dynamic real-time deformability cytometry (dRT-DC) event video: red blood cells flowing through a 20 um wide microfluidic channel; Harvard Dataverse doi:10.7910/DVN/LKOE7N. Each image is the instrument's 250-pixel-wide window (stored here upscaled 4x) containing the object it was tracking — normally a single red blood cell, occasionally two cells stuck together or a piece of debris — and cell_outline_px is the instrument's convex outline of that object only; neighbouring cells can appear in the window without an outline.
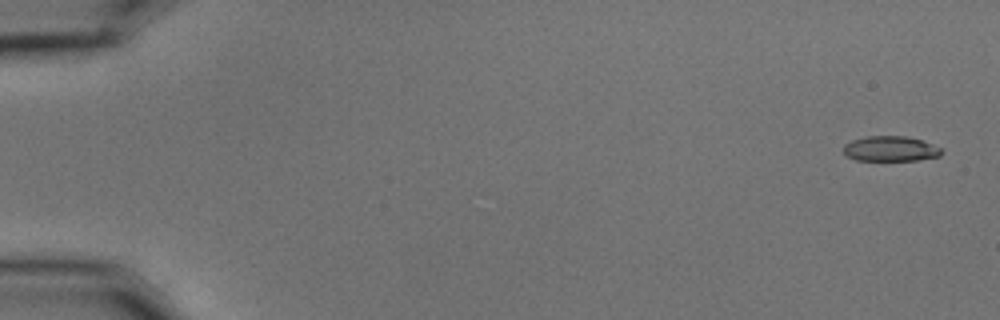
{"species": "common noctule bat (a hibernating species)", "species_latin": "Nyctalus noctula", "temperature_condition": "cold", "stored_images_in_passage": 58, "camera_frame_rate_fps": 3000, "um_per_image_px": 0.085, "animal": {"sex": "male", "body_mass_g": 15.6}, "frame": {"image": 1, "passage_image": 3, "time_ms": 0.667, "image_size_px": [1000, 320], "cell_outline_px": [[944, 152], [940, 156], [916, 160], [856, 160], [848, 156], [844, 152], [844, 144], [852, 140], [864, 136], [904, 136], [920, 140], [932, 144], [940, 148]], "centroid_in_image_um": [75.69, 12.64], "position_along_channel_um": 9.3, "area_um2": 14.28}}
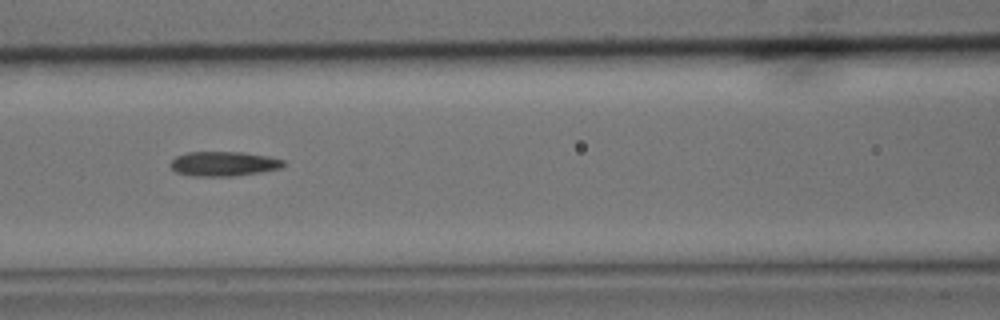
{"frame": {"image": 2, "passage_image": 27, "time_ms": 8.667, "image_size_px": [1000, 320], "cell_outline_px": [[284, 164], [280, 168], [260, 172], [236, 176], [192, 176], [176, 172], [168, 164], [176, 156], [188, 152], [244, 152], [268, 156], [284, 160]], "centroid_in_image_um": [18.99, 13.92], "position_along_channel_um": 147.6, "area_um2": 16.24}}
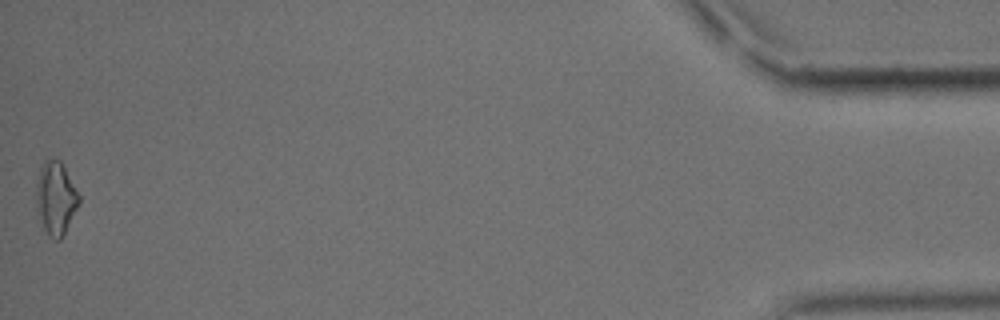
{"frame": {"image": 3, "passage_image": 58, "time_ms": 19.0, "image_size_px": [1000, 320], "cell_outline_px": [[80, 204], [60, 240], [56, 240], [48, 236], [36, 212], [36, 184], [40, 168], [44, 160], [60, 160], [80, 196]], "centroid_in_image_um": [4.73, 16.87], "position_along_channel_um": 430.5, "area_um2": 18.15}, "authors_computed_cell_mechanics": {"area_um2": 15.8372, "velocity_mm_per_s": 3.5724, "shape_relaxation_time_tau1_ms": null, "shape_relaxation_time_tau2_ms": 4.9968, "deformation_change_tau1": null, "deformation_change_tau2": 0.1365}}